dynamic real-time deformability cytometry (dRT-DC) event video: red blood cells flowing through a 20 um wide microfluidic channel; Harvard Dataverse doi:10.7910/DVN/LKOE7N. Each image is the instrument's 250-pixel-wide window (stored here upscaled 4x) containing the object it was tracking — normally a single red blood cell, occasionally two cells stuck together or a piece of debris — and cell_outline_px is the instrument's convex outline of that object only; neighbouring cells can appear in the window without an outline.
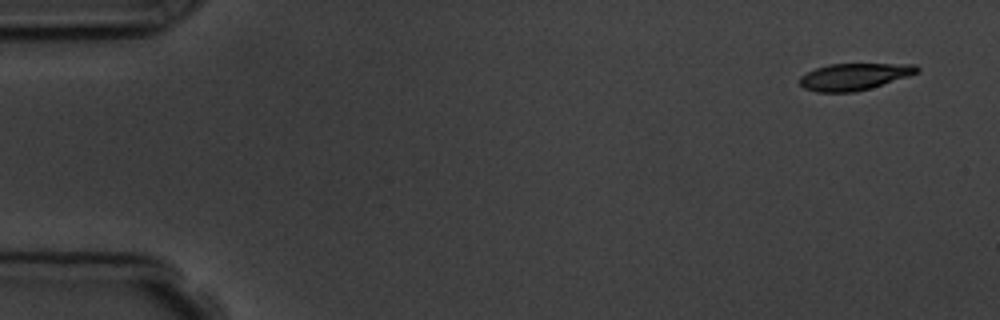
{"species": "common noctule bat (a hibernating species)", "species_latin": "Nyctalus noctula", "temperature_condition": "room temperature", "stored_images_in_passage": 8, "camera_frame_rate_fps": 3000, "um_per_image_px": 0.085, "animal": {"sex": "male", "body_mass_g": 19.5, "forearm_length_mm": 54.6}, "frame": {"image": 1, "passage_image": 1, "time_ms": 0.0, "image_size_px": [1000, 320], "cell_outline_px": [[920, 72], [908, 76], [868, 88], [852, 92], [816, 92], [804, 88], [800, 84], [800, 76], [816, 68], [828, 64], [916, 64], [920, 68]], "centroid_in_image_um": [72.6, 6.5], "position_along_channel_um": 12.4, "area_um2": 18.09}}
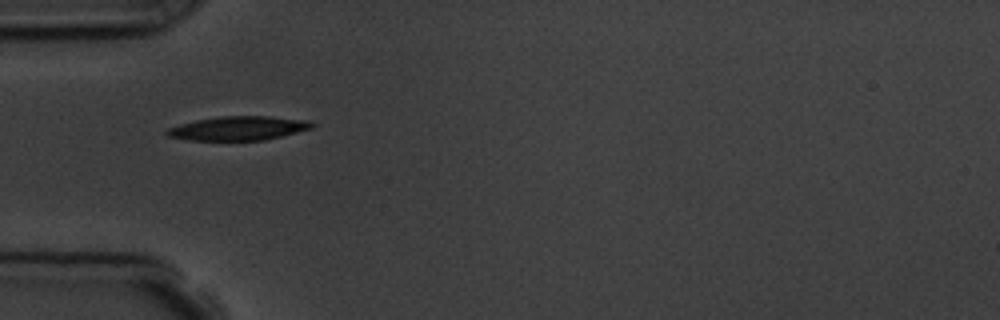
{"frame": {"image": 2, "passage_image": 5, "time_ms": 4.667, "image_size_px": [1000, 320], "cell_outline_px": [[316, 124], [312, 128], [264, 140], [188, 140], [168, 136], [164, 132], [168, 128], [180, 124], [196, 120], [220, 116], [268, 116], [308, 120]], "centroid_in_image_um": [20.25, 10.9], "position_along_channel_um": 64.7, "area_um2": 20.17}}